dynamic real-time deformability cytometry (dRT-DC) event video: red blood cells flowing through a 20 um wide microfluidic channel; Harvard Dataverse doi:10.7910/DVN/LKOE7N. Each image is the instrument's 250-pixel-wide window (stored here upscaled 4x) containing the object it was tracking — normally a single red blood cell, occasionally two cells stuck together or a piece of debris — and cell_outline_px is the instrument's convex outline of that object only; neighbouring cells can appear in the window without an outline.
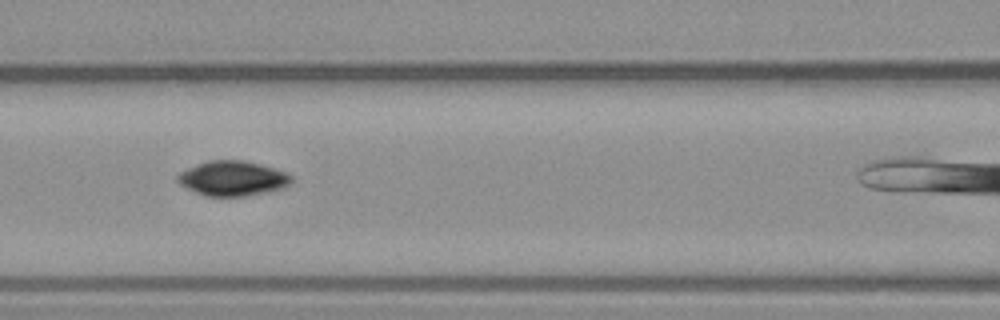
{"species": "common noctule bat (a hibernating species)", "species_latin": "Nyctalus noctula", "temperature_condition": "warm", "stored_images_in_passage": 8, "camera_frame_rate_fps": 3000, "um_per_image_px": 0.085, "animal": {"sex": "male", "body_mass_g": 23.1, "forearm_length_mm": 52.7}, "frame": {"image": 1, "passage_image": 4, "time_ms": 4.333, "image_size_px": [1000, 320], "cell_outline_px": [[292, 180], [288, 184], [280, 188], [244, 196], [204, 196], [180, 184], [176, 180], [176, 176], [180, 172], [188, 168], [208, 160], [244, 160], [260, 164], [288, 172], [292, 176]], "centroid_in_image_um": [19.75, 15.15], "position_along_channel_um": 146.9, "area_um2": 22.89}}
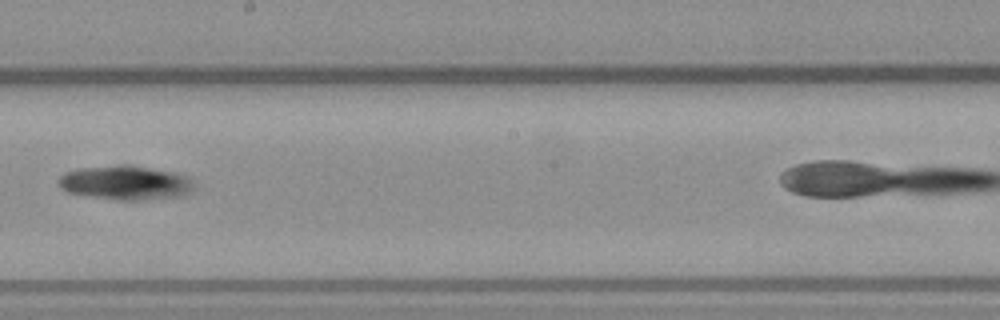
{"frame": {"image": 2, "passage_image": 6, "time_ms": 6.667, "image_size_px": [1000, 320], "cell_outline_px": [[192, 192], [184, 196], [140, 200], [116, 200], [64, 192], [56, 184], [56, 180], [64, 172], [80, 168], [116, 164], [132, 164], [188, 176], [192, 180]], "centroid_in_image_um": [10.6, 15.53], "position_along_channel_um": 237.6, "area_um2": 27.46}}
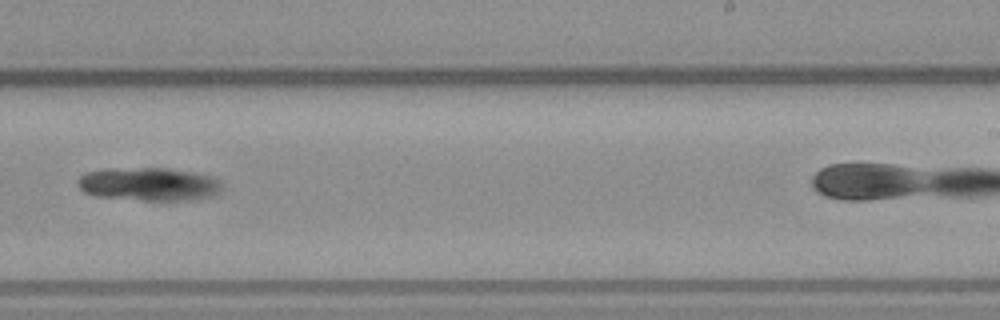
{"frame": {"image": 3, "passage_image": 7, "time_ms": 7.667, "image_size_px": [1000, 320], "cell_outline_px": [[220, 192], [212, 196], [192, 200], [144, 200], [96, 196], [84, 192], [80, 188], [80, 176], [88, 172], [104, 168], [164, 168], [192, 172], [212, 176], [220, 180]], "centroid_in_image_um": [12.68, 15.65], "position_along_channel_um": 276.3, "area_um2": 27.8}}